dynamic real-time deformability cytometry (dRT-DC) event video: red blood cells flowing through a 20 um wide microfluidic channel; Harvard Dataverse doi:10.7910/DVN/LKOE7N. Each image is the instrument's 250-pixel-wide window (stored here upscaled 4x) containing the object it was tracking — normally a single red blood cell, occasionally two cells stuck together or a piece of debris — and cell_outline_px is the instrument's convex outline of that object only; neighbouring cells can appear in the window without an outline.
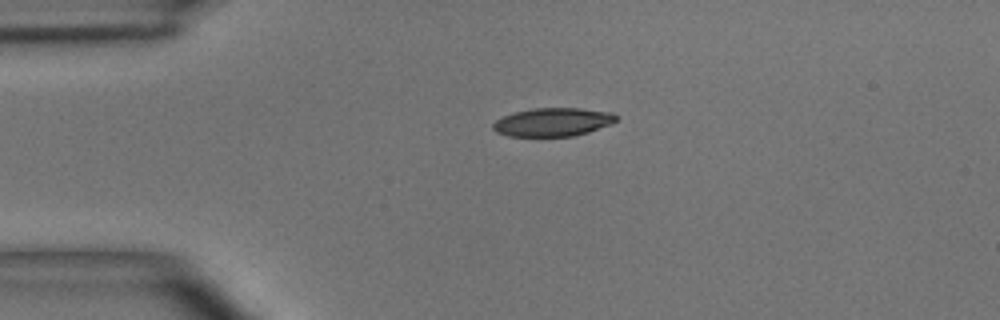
{"species": "common noctule bat (a hibernating species)", "species_latin": "Nyctalus noctula", "temperature_condition": "room temperature", "stored_images_in_passage": 3, "camera_frame_rate_fps": 3000, "um_per_image_px": 0.085, "animal": {"sex": "male", "body_mass_g": 15.6}, "frame": {"image": 1, "passage_image": 1, "time_ms": 0.0, "image_size_px": [1000, 320], "cell_outline_px": [[616, 120], [608, 124], [588, 132], [572, 136], [508, 136], [496, 132], [492, 128], [492, 124], [496, 120], [504, 116], [516, 112], [532, 108], [580, 108], [612, 112], [616, 116]], "centroid_in_image_um": [46.95, 10.37], "position_along_channel_um": 38.0, "area_um2": 20.17}}
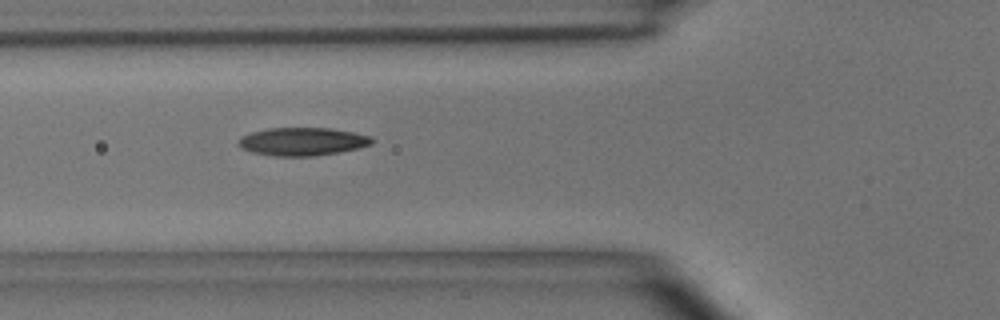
{"frame": {"image": 2, "passage_image": 3, "time_ms": 2.333, "image_size_px": [1000, 320], "cell_outline_px": [[376, 140], [372, 144], [360, 148], [340, 152], [316, 156], [276, 156], [252, 152], [244, 148], [240, 144], [240, 136], [252, 132], [268, 128], [328, 128], [352, 132], [368, 136]], "centroid_in_image_um": [25.76, 12.03], "position_along_channel_um": 100.0, "area_um2": 21.68}}